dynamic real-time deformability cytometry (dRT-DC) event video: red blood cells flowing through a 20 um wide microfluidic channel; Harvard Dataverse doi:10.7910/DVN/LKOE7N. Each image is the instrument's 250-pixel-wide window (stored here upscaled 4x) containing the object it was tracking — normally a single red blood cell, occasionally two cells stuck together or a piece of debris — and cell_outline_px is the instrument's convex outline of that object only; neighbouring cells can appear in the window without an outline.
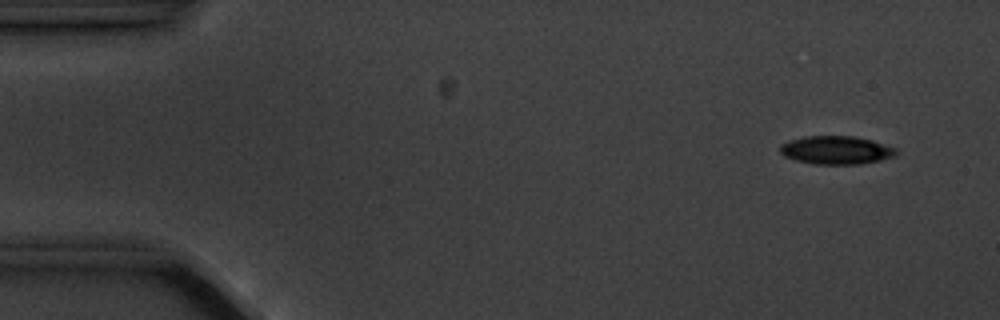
{"species": "common noctule bat (a hibernating species)", "species_latin": "Nyctalus noctula", "temperature_condition": "cold", "stored_images_in_passage": 6, "camera_frame_rate_fps": 3000, "um_per_image_px": 0.085, "animal": {"sex": "male", "body_mass_g": 20.1, "forearm_length_mm": 53.5}, "frame": {"image": 1, "passage_image": 2, "time_ms": 1.0, "image_size_px": [1000, 320], "cell_outline_px": [[896, 156], [880, 160], [860, 164], [816, 164], [796, 160], [784, 156], [780, 152], [780, 144], [788, 140], [804, 136], [852, 136], [872, 140], [896, 148]], "centroid_in_image_um": [71.06, 12.75], "position_along_channel_um": 13.9, "area_um2": 19.13}}
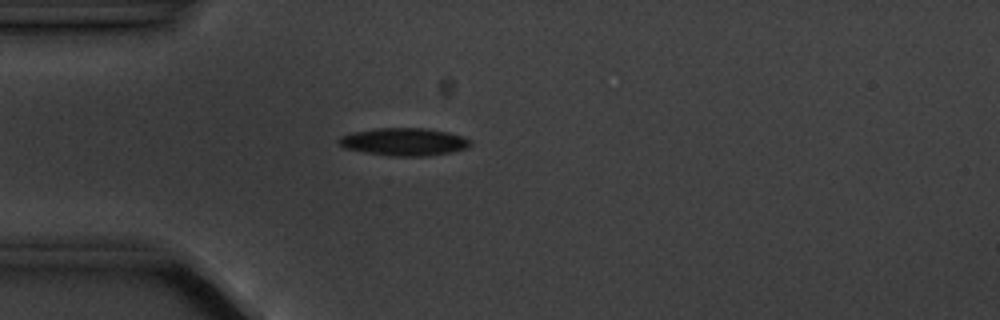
{"frame": {"image": 2, "passage_image": 5, "time_ms": 4.667, "image_size_px": [1000, 320], "cell_outline_px": [[472, 144], [468, 148], [452, 152], [428, 156], [392, 156], [364, 152], [344, 148], [336, 140], [340, 136], [352, 132], [376, 128], [424, 128], [448, 132], [472, 140]], "centroid_in_image_um": [34.34, 12.05], "position_along_channel_um": 50.7, "area_um2": 21.33}}